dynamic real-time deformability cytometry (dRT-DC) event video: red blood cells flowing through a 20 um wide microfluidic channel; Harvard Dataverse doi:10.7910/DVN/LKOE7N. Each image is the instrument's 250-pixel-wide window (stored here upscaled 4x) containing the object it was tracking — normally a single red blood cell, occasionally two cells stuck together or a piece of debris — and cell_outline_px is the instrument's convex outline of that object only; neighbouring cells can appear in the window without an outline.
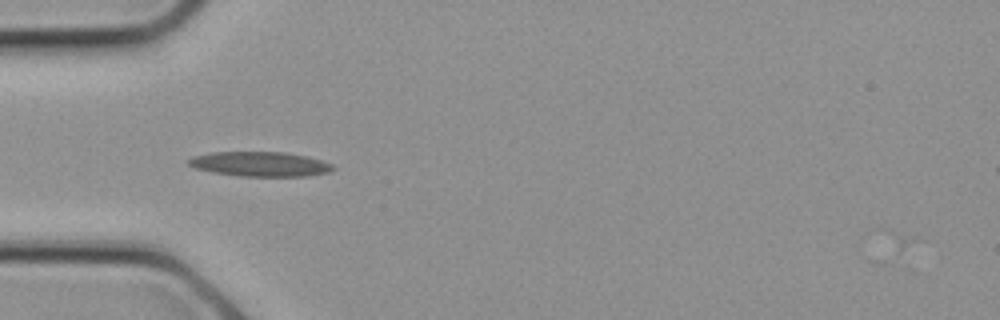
{"species": "common noctule bat (a hibernating species)", "species_latin": "Nyctalus noctula", "temperature_condition": "cold", "stored_images_in_passage": 7, "camera_frame_rate_fps": 3000, "um_per_image_px": 0.085, "animal": {"sex": "female", "body_mass_g": 21.9}, "frame": {"image": 1, "passage_image": 1, "time_ms": 0.0, "image_size_px": [1000, 320], "cell_outline_px": [[336, 168], [328, 172], [308, 176], [240, 176], [212, 172], [196, 168], [188, 164], [188, 160], [192, 156], [212, 152], [284, 152], [308, 156], [332, 164]], "centroid_in_image_um": [22.11, 13.94], "position_along_channel_um": 62.9, "area_um2": 20.75}}
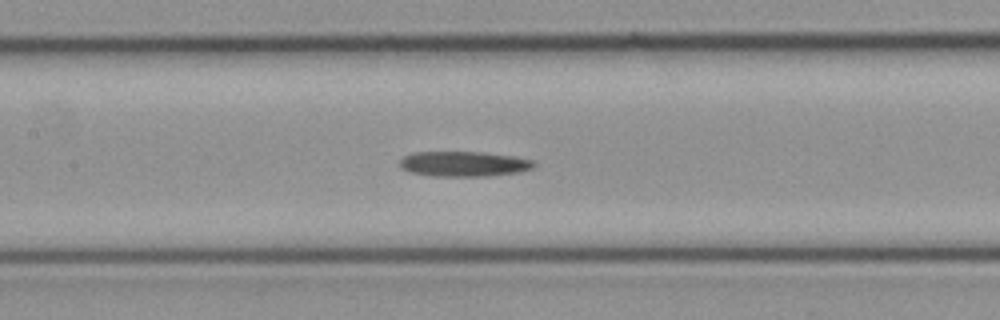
{"frame": {"image": 2, "passage_image": 5, "time_ms": 1.333, "image_size_px": [1000, 320], "cell_outline_px": [[536, 164], [532, 168], [516, 172], [484, 176], [432, 176], [408, 172], [400, 168], [400, 160], [404, 156], [412, 152], [484, 152], [516, 156], [536, 160]], "centroid_in_image_um": [39.41, 13.92], "position_along_channel_um": 168.0, "area_um2": 19.83}}
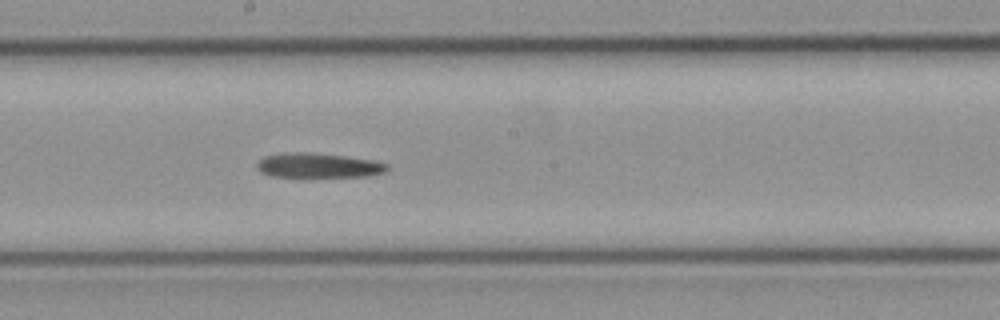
{"frame": {"image": 3, "passage_image": 7, "time_ms": 2.0, "image_size_px": [1000, 320], "cell_outline_px": [[392, 168], [384, 172], [368, 176], [272, 176], [260, 172], [256, 168], [256, 164], [264, 156], [280, 152], [312, 152], [376, 160], [388, 164]], "centroid_in_image_um": [27.07, 14.04], "position_along_channel_um": 221.1, "area_um2": 18.84}}